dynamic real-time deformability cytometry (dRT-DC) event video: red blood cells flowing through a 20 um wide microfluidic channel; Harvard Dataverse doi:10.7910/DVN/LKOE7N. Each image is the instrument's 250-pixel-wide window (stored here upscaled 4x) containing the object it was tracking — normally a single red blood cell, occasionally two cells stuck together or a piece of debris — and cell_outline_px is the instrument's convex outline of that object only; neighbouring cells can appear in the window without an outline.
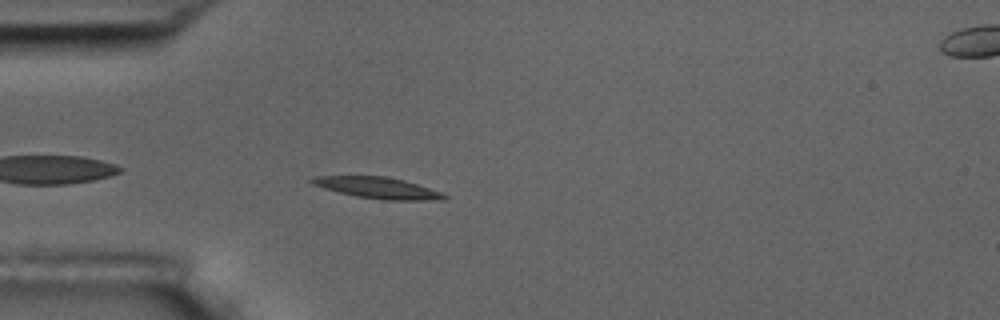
{"species": "common noctule bat (a hibernating species)", "species_latin": "Nyctalus noctula", "temperature_condition": "room temperature", "stored_images_in_passage": 4, "segment_of_instrument_passage": [1, 2], "camera_frame_rate_fps": 3000, "um_per_image_px": 0.085, "animal": {"sex": "male", "body_mass_g": 17.5, "forearm_length_mm": 52.3}, "frame": {"image": 1, "passage_image": 3, "time_ms": 2.333, "image_size_px": [1000, 320], "cell_outline_px": [[448, 196], [444, 200], [384, 200], [356, 196], [324, 188], [312, 184], [308, 180], [312, 176], [384, 176], [404, 180], [440, 192]], "centroid_in_image_um": [32.08, 15.96], "position_along_channel_um": 52.9, "area_um2": 16.24}}